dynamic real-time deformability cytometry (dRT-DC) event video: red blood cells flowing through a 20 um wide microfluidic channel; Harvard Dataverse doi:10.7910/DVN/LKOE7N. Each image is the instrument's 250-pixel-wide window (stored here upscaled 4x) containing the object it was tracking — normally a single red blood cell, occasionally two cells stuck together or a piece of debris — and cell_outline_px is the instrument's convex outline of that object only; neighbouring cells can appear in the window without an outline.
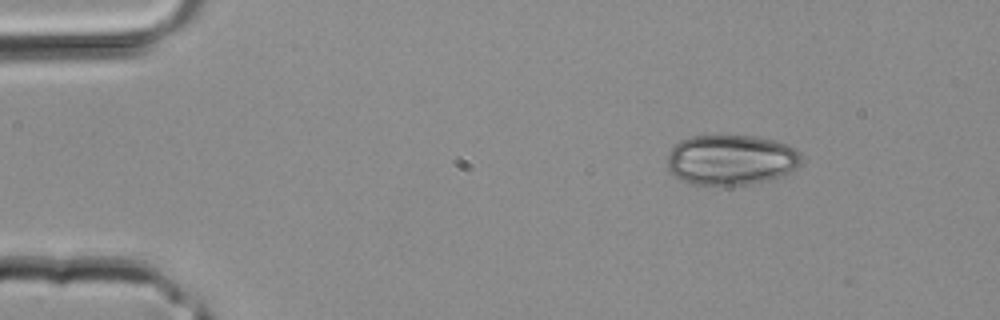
{"species": "common noctule bat (a hibernating species)", "species_latin": "Nyctalus noctula", "temperature_condition": "room temperature", "stored_images_in_passage": 3, "segment_of_instrument_passage": [1, 2], "camera_frame_rate_fps": 3000, "um_per_image_px": 0.085, "animal": {"sex": "male", "body_mass_g": 20.4}, "frame": {"image": 1, "passage_image": 1, "time_ms": 0.0, "image_size_px": [1000, 320], "cell_outline_px": [[800, 164], [796, 168], [780, 176], [768, 180], [748, 184], [692, 184], [680, 180], [668, 168], [668, 152], [680, 140], [692, 136], [756, 136], [788, 144], [796, 148], [800, 152]], "centroid_in_image_um": [62.14, 13.57], "position_along_channel_um": 22.9, "area_um2": 39.07}}